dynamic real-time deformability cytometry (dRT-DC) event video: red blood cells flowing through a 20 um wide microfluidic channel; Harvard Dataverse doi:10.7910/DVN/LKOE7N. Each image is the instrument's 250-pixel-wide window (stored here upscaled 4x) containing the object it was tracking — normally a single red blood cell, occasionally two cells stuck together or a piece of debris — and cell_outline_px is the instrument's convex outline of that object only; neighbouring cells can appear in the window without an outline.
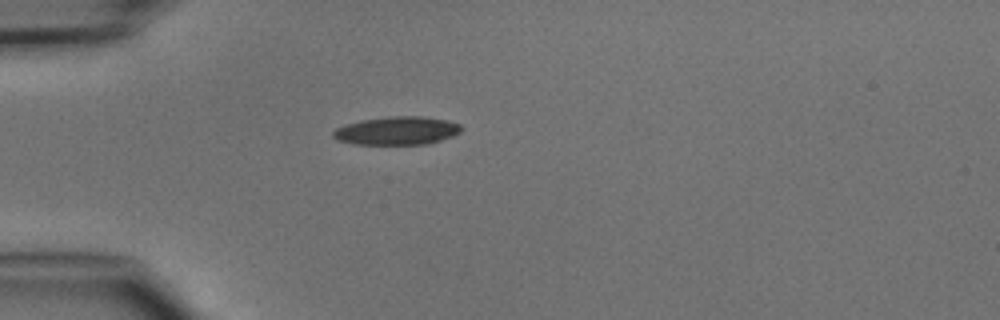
{"species": "common noctule bat (a hibernating species)", "species_latin": "Nyctalus noctula", "temperature_condition": "cold", "stored_images_in_passage": 30, "camera_frame_rate_fps": 3000, "um_per_image_px": 0.085, "animal": {"sex": "male", "body_mass_g": 15.6}, "frame": {"image": 1, "passage_image": 1, "time_ms": 0.0, "image_size_px": [1000, 320], "cell_outline_px": [[464, 128], [460, 132], [452, 136], [428, 144], [352, 144], [336, 140], [332, 136], [332, 132], [336, 128], [360, 120], [388, 116], [420, 116], [448, 120], [460, 124]], "centroid_in_image_um": [33.74, 11.11], "position_along_channel_um": 51.3, "area_um2": 21.21}}
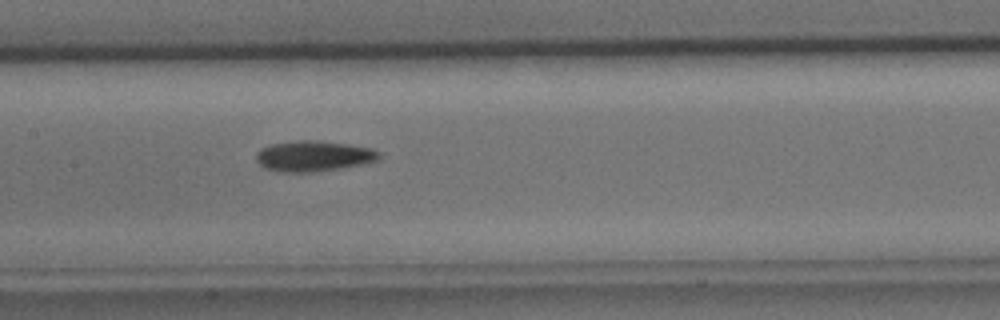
{"frame": {"image": 2, "passage_image": 11, "time_ms": 3.333, "image_size_px": [1000, 320], "cell_outline_px": [[384, 156], [380, 160], [364, 164], [340, 168], [312, 172], [280, 172], [264, 168], [256, 160], [256, 152], [260, 148], [272, 144], [296, 140], [316, 140], [348, 144], [372, 148], [380, 152]], "centroid_in_image_um": [26.69, 13.26], "position_along_channel_um": 180.7, "area_um2": 22.25}}
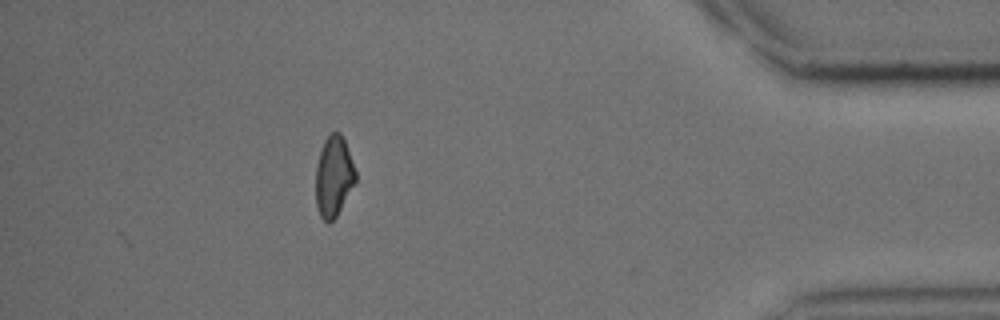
{"frame": {"image": 3, "passage_image": 30, "time_ms": 9.667, "image_size_px": [1000, 320], "cell_outline_px": [[356, 180], [336, 216], [328, 224], [320, 216], [316, 208], [316, 164], [324, 140], [332, 132], [340, 132], [344, 140], [356, 172]], "centroid_in_image_um": [28.34, 15.0], "position_along_channel_um": 406.9, "area_um2": 18.44}}